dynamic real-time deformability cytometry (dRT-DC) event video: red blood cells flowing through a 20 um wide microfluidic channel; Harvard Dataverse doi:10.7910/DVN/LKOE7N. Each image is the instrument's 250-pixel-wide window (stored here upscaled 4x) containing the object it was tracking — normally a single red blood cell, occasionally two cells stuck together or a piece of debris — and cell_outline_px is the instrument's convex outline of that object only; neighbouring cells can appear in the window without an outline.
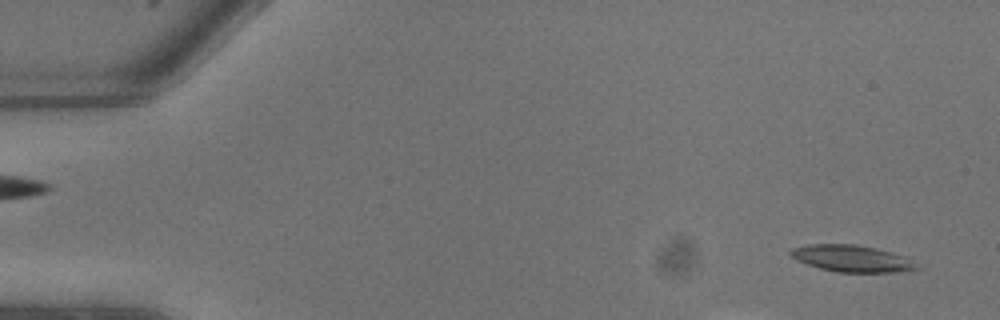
{"species": "common noctule bat (a hibernating species)", "species_latin": "Nyctalus noctula", "temperature_condition": "warm", "stored_images_in_passage": 5, "camera_frame_rate_fps": 3000, "um_per_image_px": 0.085, "animal": {"sex": "male", "body_mass_g": 13.3}, "frame": {"image": 1, "passage_image": 1, "time_ms": 0.0, "image_size_px": [1000, 320], "cell_outline_px": [[920, 268], [900, 272], [836, 272], [820, 268], [796, 260], [788, 252], [792, 248], [808, 244], [856, 244], [876, 248], [892, 252], [904, 256], [920, 264]], "centroid_in_image_um": [72.44, 21.97], "position_along_channel_um": 12.6, "area_um2": 19.77}}